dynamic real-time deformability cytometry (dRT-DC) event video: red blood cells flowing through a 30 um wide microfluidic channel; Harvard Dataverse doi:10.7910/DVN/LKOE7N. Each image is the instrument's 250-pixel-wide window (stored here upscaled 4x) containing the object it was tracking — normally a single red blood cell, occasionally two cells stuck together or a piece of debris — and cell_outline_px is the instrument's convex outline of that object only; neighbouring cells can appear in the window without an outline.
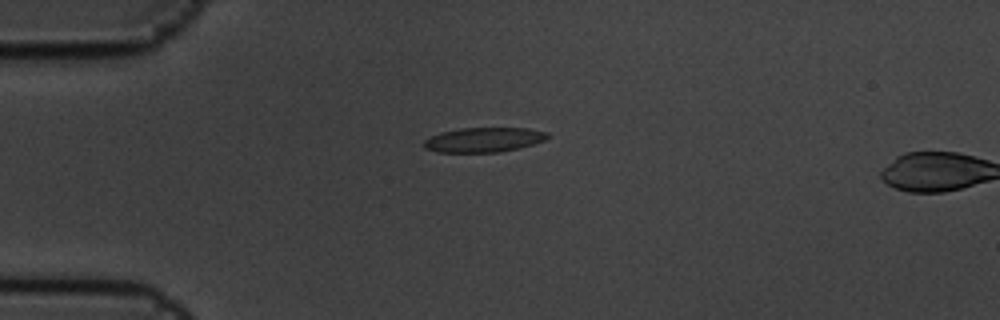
{"species": "common noctule bat (a hibernating species)", "species_latin": "Nyctalus noctula", "temperature_condition": "cold", "stored_images_in_passage": 2, "camera_frame_rate_fps": 3000, "um_per_image_px": 0.085, "animal": {"sex": "male", "body_mass_g": 19.5, "forearm_length_mm": 54.6}, "frame": {"image": 1, "passage_image": 1, "time_ms": 0.0, "image_size_px": [1000, 320], "cell_outline_px": [[552, 136], [544, 140], [520, 148], [500, 152], [436, 152], [424, 148], [424, 140], [440, 132], [460, 128], [528, 128], [548, 132]], "centroid_in_image_um": [41.14, 11.88], "position_along_channel_um": 43.9, "area_um2": 17.86}}